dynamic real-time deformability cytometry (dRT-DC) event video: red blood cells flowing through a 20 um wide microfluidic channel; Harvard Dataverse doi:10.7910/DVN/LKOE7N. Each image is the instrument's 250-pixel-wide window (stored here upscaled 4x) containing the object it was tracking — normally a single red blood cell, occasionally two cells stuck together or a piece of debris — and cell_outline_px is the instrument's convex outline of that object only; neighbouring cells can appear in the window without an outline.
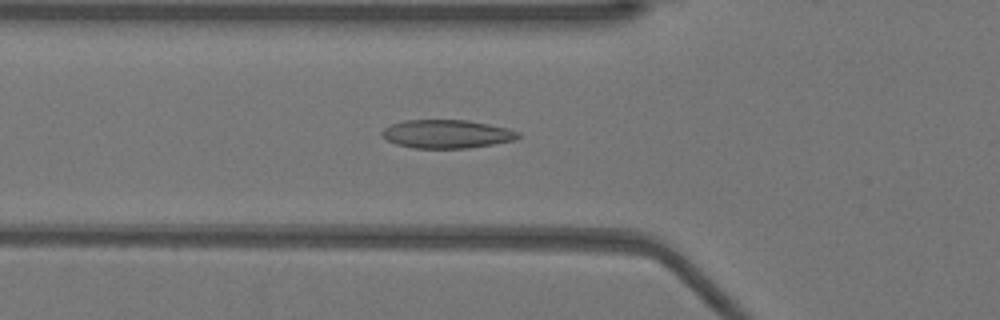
{"species": "Egyptian fruit bat (a non-hibernating species)", "species_latin": "Rousettus aegyptiacus", "temperature_condition": "warm", "stored_images_in_passage": 52, "camera_frame_rate_fps": 3000, "um_per_image_px": 0.085, "animal": {"sex": "female"}, "frame": {"image": 1, "passage_image": 18, "time_ms": 5.667, "image_size_px": [1000, 320], "cell_outline_px": [[520, 136], [516, 140], [468, 148], [412, 148], [396, 144], [380, 136], [380, 132], [384, 128], [392, 124], [404, 120], [468, 120], [488, 124], [520, 132]], "centroid_in_image_um": [37.94, 11.39], "position_along_channel_um": 87.9, "area_um2": 22.54}}
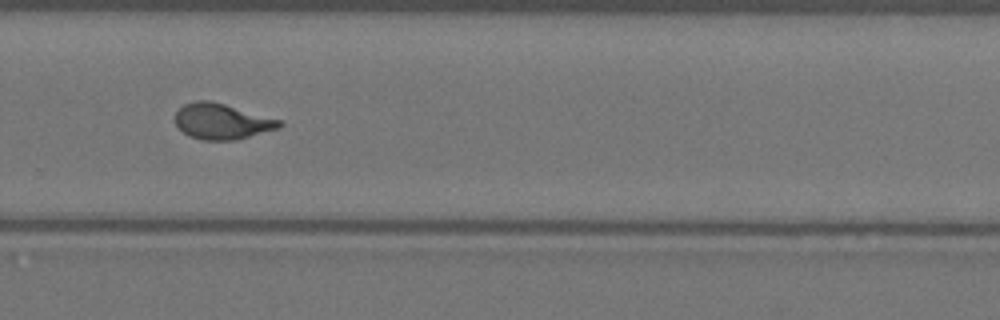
{"frame": {"image": 2, "passage_image": 35, "time_ms": 11.333, "image_size_px": [1000, 320], "cell_outline_px": [[284, 124], [280, 128], [236, 140], [200, 140], [188, 136], [176, 124], [176, 112], [184, 104], [196, 100], [212, 100], [280, 120]], "centroid_in_image_um": [18.86, 10.32], "position_along_channel_um": 310.9, "area_um2": 21.68}}
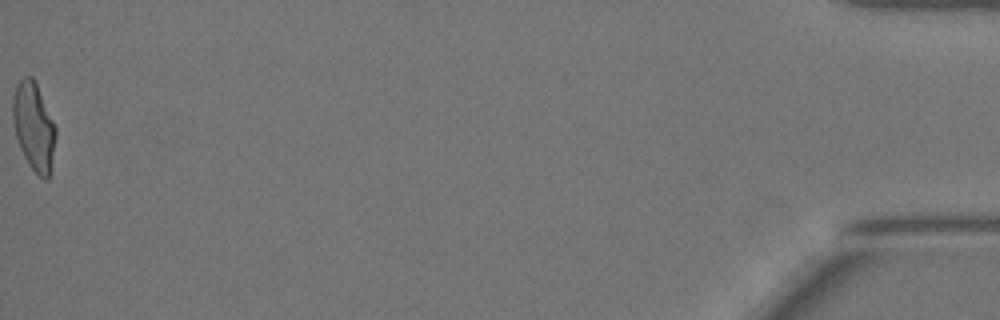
{"frame": {"image": 3, "passage_image": 52, "time_ms": 17.0, "image_size_px": [1000, 320], "cell_outline_px": [[56, 136], [48, 180], [44, 180], [28, 164], [20, 148], [16, 136], [12, 120], [12, 104], [16, 84], [24, 76], [32, 76], [36, 84], [56, 128]], "centroid_in_image_um": [2.85, 10.75], "position_along_channel_um": 432.3, "area_um2": 21.68}, "authors_computed_cell_mechanics": {"area_um2": 21.8484, "velocity_mm_per_s": 3.9382, "shape_relaxation_time_tau1_ms": 6.6436, "shape_relaxation_time_tau2_ms": 0.8534, "deformation_change_tau1": 0.2264, "deformation_change_tau2": 0.0776}}